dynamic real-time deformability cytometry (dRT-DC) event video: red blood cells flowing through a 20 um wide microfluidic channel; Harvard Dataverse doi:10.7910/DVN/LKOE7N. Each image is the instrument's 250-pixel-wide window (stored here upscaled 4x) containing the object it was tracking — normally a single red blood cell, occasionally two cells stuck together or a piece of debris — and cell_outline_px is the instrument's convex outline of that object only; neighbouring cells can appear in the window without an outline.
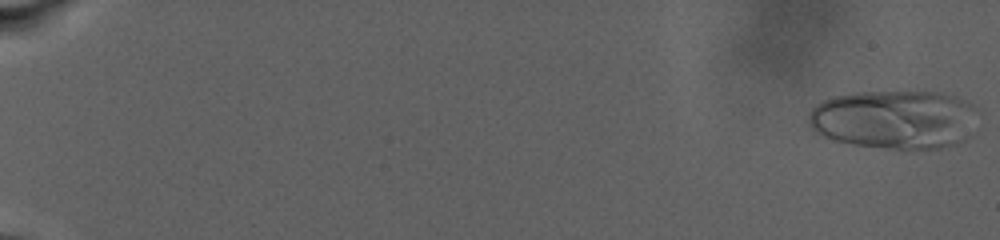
{"species": "human", "species_latin": "Homo sapiens", "temperature_condition": "warm", "stored_images_in_passage": 38, "camera_frame_rate_fps": 3000, "um_per_image_px": 0.085, "donor": {"sex": "male"}, "frame": {"image": 1, "passage_image": 1, "time_ms": 0.0, "image_size_px": [1000, 240], "cell_outline_px": [[972, 108], [968, 136], [964, 140], [940, 148], [884, 148], [852, 144], [832, 140], [816, 132], [808, 124], [808, 112], [816, 104], [832, 96], [856, 92], [940, 92], [956, 96], [972, 104]], "centroid_in_image_um": [75.91, 10.14], "position_along_channel_um": 9.1, "area_um2": 57.4}}
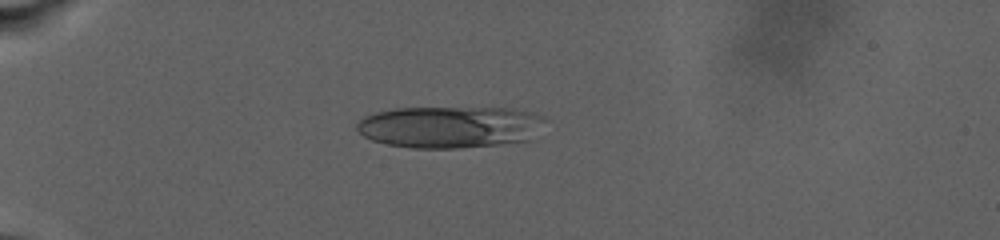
{"frame": {"image": 2, "passage_image": 31, "time_ms": 8.333, "image_size_px": [1000, 240], "cell_outline_px": [[548, 120], [528, 140], [500, 144], [456, 148], [412, 148], [388, 144], [372, 140], [364, 136], [356, 128], [356, 124], [364, 116], [376, 112], [396, 108], [512, 108], [532, 112], [544, 116]], "centroid_in_image_um": [38.25, 10.78], "position_along_channel_um": 46.7, "area_um2": 45.89}}